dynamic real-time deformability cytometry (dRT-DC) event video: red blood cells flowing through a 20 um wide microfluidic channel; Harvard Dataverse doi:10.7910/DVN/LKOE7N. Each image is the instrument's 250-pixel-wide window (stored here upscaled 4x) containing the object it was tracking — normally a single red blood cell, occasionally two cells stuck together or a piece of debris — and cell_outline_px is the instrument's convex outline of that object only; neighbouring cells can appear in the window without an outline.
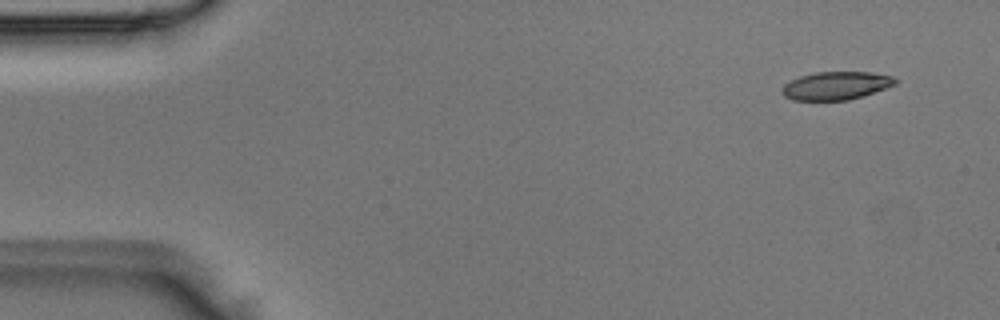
{"species": "Egyptian fruit bat (a non-hibernating species)", "species_latin": "Rousettus aegyptiacus", "temperature_condition": "room temperature", "stored_images_in_passage": 2, "camera_frame_rate_fps": 3000, "um_per_image_px": 0.085, "animal": {"sex": "male"}, "frame": {"image": 1, "passage_image": 1, "time_ms": 0.0, "image_size_px": [1000, 320], "cell_outline_px": [[896, 84], [864, 96], [848, 100], [792, 100], [784, 96], [780, 92], [784, 84], [800, 76], [816, 72], [872, 72], [892, 76], [896, 80]], "centroid_in_image_um": [71.05, 7.28], "position_along_channel_um": 14.0, "area_um2": 18.55}}